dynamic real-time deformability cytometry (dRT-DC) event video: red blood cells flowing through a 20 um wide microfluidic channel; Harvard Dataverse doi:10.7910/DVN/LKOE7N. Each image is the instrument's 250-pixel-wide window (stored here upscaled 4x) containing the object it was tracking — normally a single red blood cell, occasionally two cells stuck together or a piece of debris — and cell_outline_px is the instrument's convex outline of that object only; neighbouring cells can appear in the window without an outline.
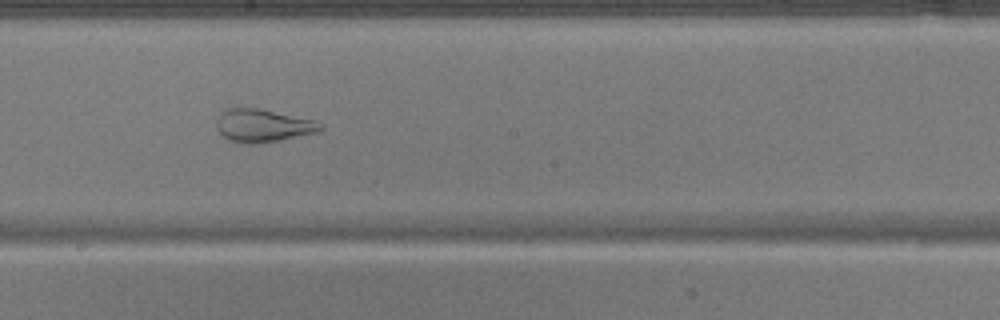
{"species": "common noctule bat (a hibernating species)", "species_latin": "Nyctalus noctula", "temperature_condition": "warm", "stored_images_in_passage": 36, "camera_frame_rate_fps": 3000, "um_per_image_px": 0.085, "animal": {"sex": "male", "body_mass_g": 17.9}, "frame": {"image": 1, "passage_image": 14, "time_ms": 4.333, "image_size_px": [1000, 320], "cell_outline_px": [[324, 128], [320, 132], [280, 140], [252, 144], [248, 144], [232, 140], [224, 136], [216, 128], [216, 120], [220, 112], [228, 108], [256, 108], [316, 120], [324, 124]], "centroid_in_image_um": [22.39, 10.67], "position_along_channel_um": 225.8, "area_um2": 19.94}}
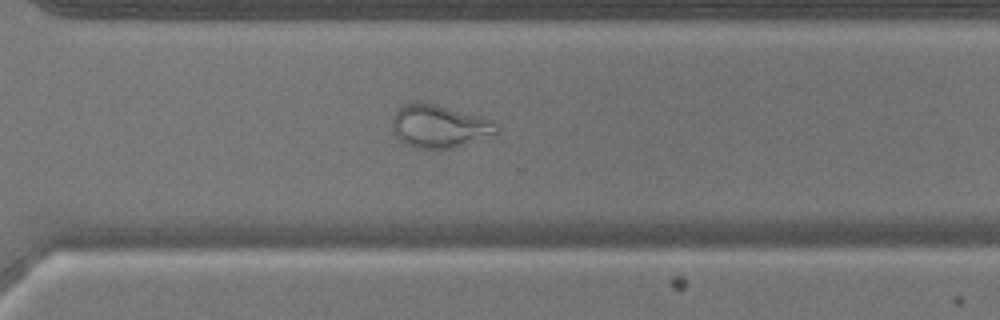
{"frame": {"image": 2, "passage_image": 22, "time_ms": 7.0, "image_size_px": [1000, 320], "cell_outline_px": [[500, 132], [452, 148], [416, 148], [400, 140], [396, 136], [392, 128], [392, 116], [396, 108], [412, 100], [420, 100], [436, 104], [480, 116], [492, 120], [500, 128]], "centroid_in_image_um": [37.29, 10.69], "position_along_channel_um": 333.3, "area_um2": 26.3}}
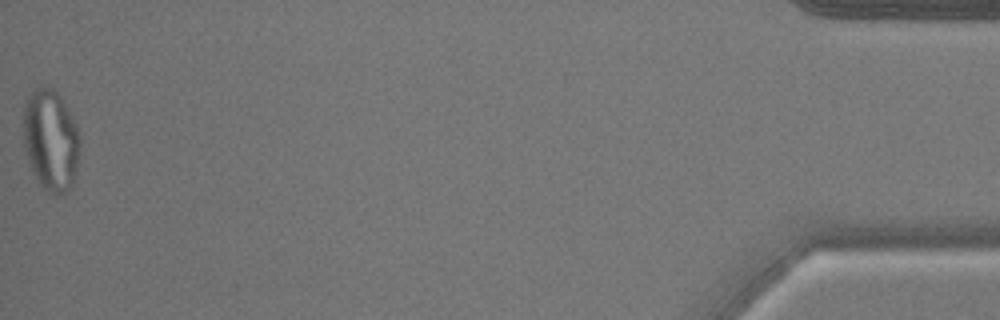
{"frame": {"image": 3, "passage_image": 36, "time_ms": 11.667, "image_size_px": [1000, 320], "cell_outline_px": [[80, 144], [76, 168], [72, 184], [60, 196], [56, 196], [44, 188], [40, 184], [28, 160], [24, 144], [24, 100], [40, 84], [52, 88], [60, 96], [68, 108], [76, 124], [80, 136]], "centroid_in_image_um": [4.32, 11.86], "position_along_channel_um": 430.9, "area_um2": 33.29}}